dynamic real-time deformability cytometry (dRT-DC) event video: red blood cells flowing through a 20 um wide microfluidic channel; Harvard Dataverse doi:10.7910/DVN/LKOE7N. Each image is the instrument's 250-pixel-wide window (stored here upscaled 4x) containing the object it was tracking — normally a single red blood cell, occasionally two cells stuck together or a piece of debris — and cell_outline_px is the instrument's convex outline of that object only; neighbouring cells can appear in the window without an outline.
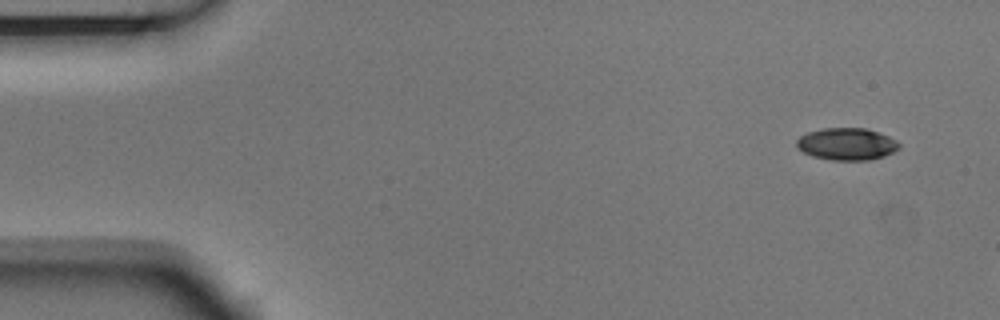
{"species": "Egyptian fruit bat (a non-hibernating species)", "species_latin": "Rousettus aegyptiacus", "temperature_condition": "room temperature", "stored_images_in_passage": 3, "camera_frame_rate_fps": 3000, "um_per_image_px": 0.085, "animal": {"sex": "male"}, "frame": {"image": 1, "passage_image": 1, "time_ms": 0.0, "image_size_px": [1000, 320], "cell_outline_px": [[900, 148], [884, 156], [868, 160], [832, 160], [812, 156], [796, 148], [796, 140], [800, 136], [808, 132], [820, 128], [864, 128], [888, 136], [896, 140], [900, 144]], "centroid_in_image_um": [71.94, 12.24], "position_along_channel_um": 13.1, "area_um2": 19.19}}